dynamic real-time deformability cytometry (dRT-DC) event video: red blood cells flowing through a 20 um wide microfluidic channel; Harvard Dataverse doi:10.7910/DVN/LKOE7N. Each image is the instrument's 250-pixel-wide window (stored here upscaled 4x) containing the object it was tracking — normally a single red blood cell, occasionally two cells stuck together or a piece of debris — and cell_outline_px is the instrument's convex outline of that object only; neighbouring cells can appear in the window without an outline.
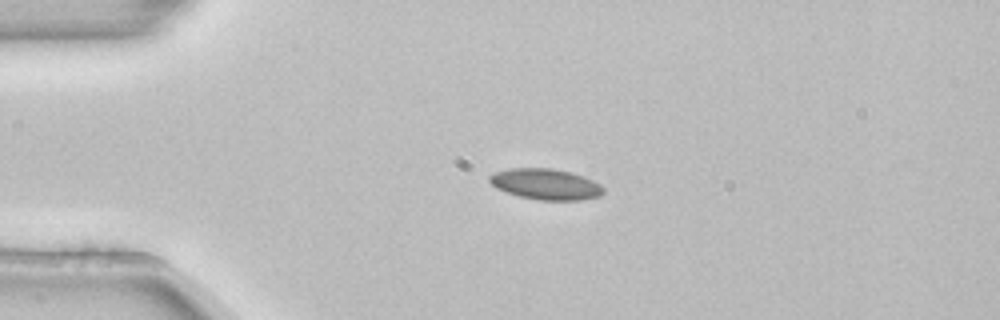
{"species": "common noctule bat (a hibernating species)", "species_latin": "Nyctalus noctula", "temperature_condition": "room temperature", "stored_images_in_passage": 5, "camera_frame_rate_fps": 3000, "um_per_image_px": 0.085, "animal": {"sex": "female", "body_mass_g": 22.7, "forearm_length_mm": 54.2}, "frame": {"image": 1, "passage_image": 1, "time_ms": 0.0, "image_size_px": [1000, 320], "cell_outline_px": [[604, 192], [600, 196], [584, 200], [540, 200], [520, 196], [496, 188], [488, 180], [488, 176], [496, 172], [508, 168], [552, 168], [572, 172], [584, 176], [600, 184], [604, 188]], "centroid_in_image_um": [46.41, 15.65], "position_along_channel_um": 38.6, "area_um2": 20.58}}